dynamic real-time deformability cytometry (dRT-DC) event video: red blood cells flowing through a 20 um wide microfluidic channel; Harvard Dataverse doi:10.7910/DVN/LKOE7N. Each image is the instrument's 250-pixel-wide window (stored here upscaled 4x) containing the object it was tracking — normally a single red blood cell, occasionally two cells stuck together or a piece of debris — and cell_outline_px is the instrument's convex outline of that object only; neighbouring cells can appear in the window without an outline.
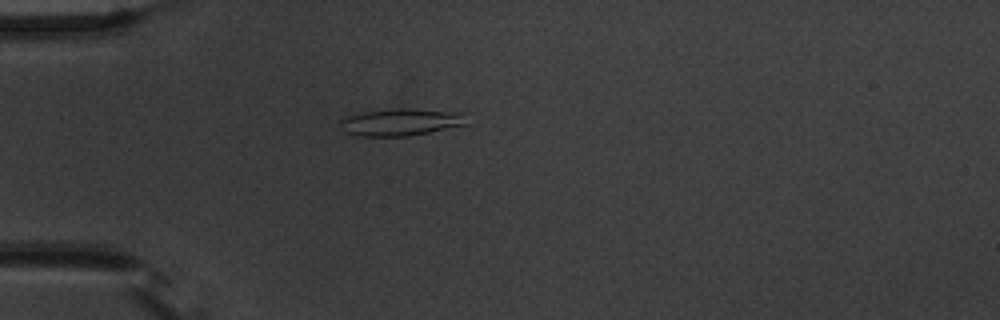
{"species": "common noctule bat (a hibernating species)", "species_latin": "Nyctalus noctula", "temperature_condition": "warm", "stored_images_in_passage": 1, "camera_frame_rate_fps": 3000, "um_per_image_px": 0.085, "animal": {"sex": "male", "body_mass_g": 20.1, "forearm_length_mm": 53.5}, "frame": {"image": 1, "passage_image": 1, "time_ms": 0.0, "image_size_px": [1000, 320], "cell_outline_px": [[468, 124], [408, 136], [360, 136], [344, 132], [340, 124], [340, 120], [348, 116], [364, 112], [400, 108], [408, 108], [468, 112]], "centroid_in_image_um": [34.16, 10.37], "position_along_channel_um": 50.8, "area_um2": 20.17}}